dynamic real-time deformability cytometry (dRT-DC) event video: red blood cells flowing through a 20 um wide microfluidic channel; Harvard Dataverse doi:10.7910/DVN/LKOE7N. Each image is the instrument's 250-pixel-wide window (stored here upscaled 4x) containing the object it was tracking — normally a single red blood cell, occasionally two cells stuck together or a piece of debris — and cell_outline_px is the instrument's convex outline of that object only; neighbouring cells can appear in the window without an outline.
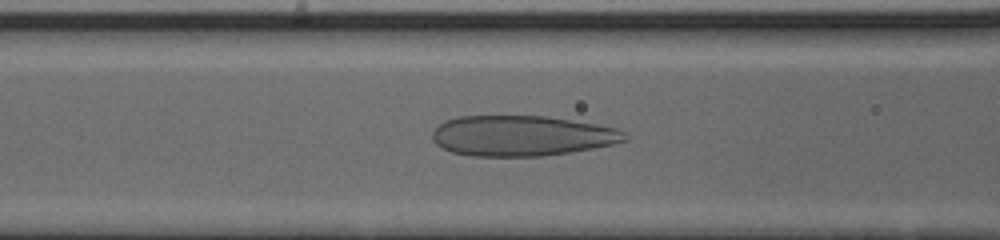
{"species": "human", "species_latin": "Homo sapiens", "temperature_condition": "cold", "stored_images_in_passage": 54, "camera_frame_rate_fps": 3000, "um_per_image_px": 0.085, "donor": {"sex": "male"}, "frame": {"image": 1, "passage_image": 24, "time_ms": 7.667, "image_size_px": [1000, 240], "cell_outline_px": [[628, 140], [612, 144], [592, 148], [544, 156], [468, 156], [452, 152], [440, 148], [432, 140], [432, 132], [444, 120], [456, 116], [548, 116], [596, 124], [616, 128], [624, 132], [628, 136]], "centroid_in_image_um": [44.31, 11.54], "position_along_channel_um": 122.3, "area_um2": 45.55}}
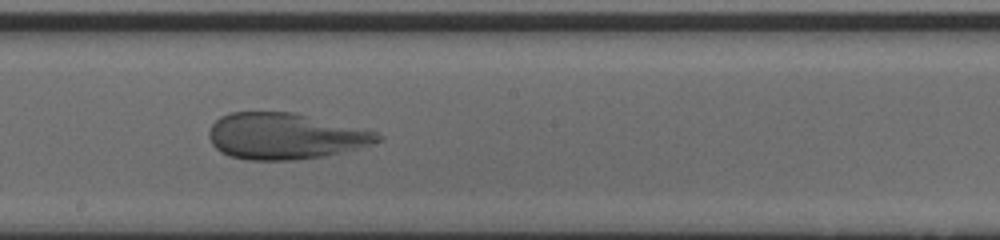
{"frame": {"image": 2, "passage_image": 32, "time_ms": 10.333, "image_size_px": [1000, 240], "cell_outline_px": [[384, 136], [380, 140], [356, 148], [324, 156], [292, 160], [248, 160], [228, 156], [220, 152], [212, 144], [208, 136], [208, 132], [212, 124], [220, 116], [228, 112], [292, 112], [376, 132]], "centroid_in_image_um": [24.14, 11.57], "position_along_channel_um": 224.1, "area_um2": 45.03}}
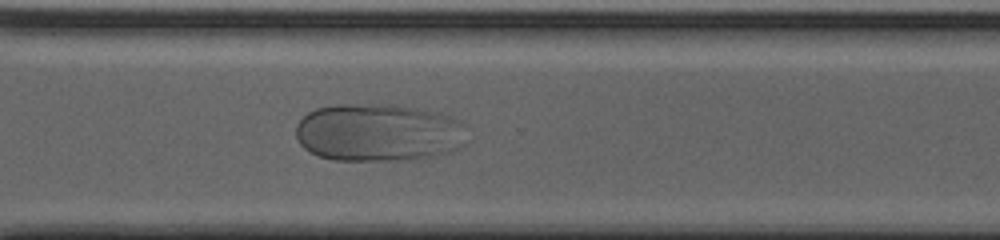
{"frame": {"image": 3, "passage_image": 41, "time_ms": 13.333, "image_size_px": [1000, 240], "cell_outline_px": [[468, 144], [456, 152], [408, 160], [332, 160], [320, 156], [304, 148], [300, 144], [296, 136], [296, 124], [308, 112], [316, 108], [336, 104], [388, 104], [416, 108], [436, 112], [452, 116], [468, 124]], "centroid_in_image_um": [32.28, 11.27], "position_along_channel_um": 338.3, "area_um2": 58.96}}